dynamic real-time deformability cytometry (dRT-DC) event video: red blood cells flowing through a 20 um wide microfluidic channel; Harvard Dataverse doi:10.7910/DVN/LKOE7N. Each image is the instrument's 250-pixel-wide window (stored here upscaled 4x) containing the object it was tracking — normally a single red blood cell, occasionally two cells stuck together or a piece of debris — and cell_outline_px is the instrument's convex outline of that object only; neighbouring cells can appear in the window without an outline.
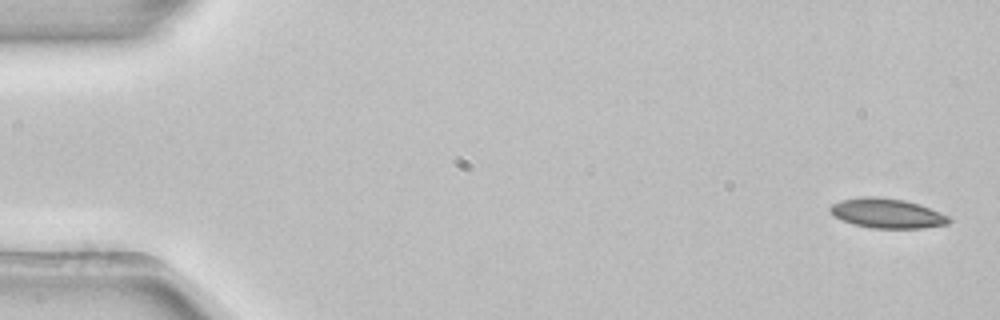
{"species": "common noctule bat (a hibernating species)", "species_latin": "Nyctalus noctula", "temperature_condition": "room temperature", "stored_images_in_passage": 4, "camera_frame_rate_fps": 3000, "um_per_image_px": 0.085, "animal": {"sex": "female", "body_mass_g": 22.7, "forearm_length_mm": 54.2}, "frame": {"image": 1, "passage_image": 1, "time_ms": 0.0, "image_size_px": [1000, 320], "cell_outline_px": [[952, 220], [948, 224], [924, 228], [872, 228], [852, 224], [840, 220], [828, 208], [832, 204], [840, 200], [864, 196], [876, 196], [904, 200], [920, 204], [940, 212], [948, 216]], "centroid_in_image_um": [75.41, 18.13], "position_along_channel_um": 9.6, "area_um2": 20.63}}
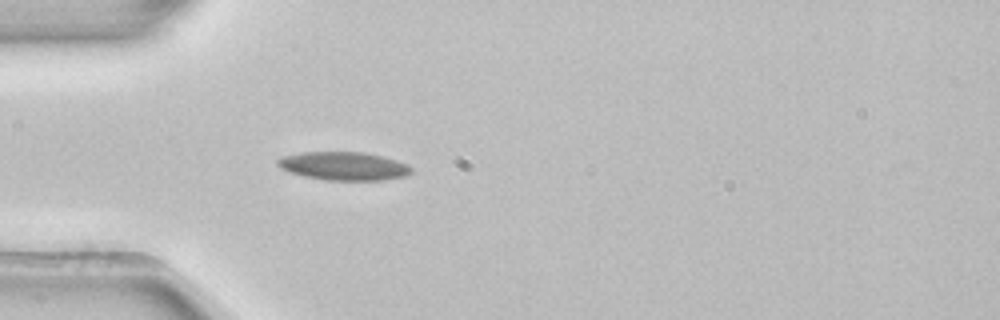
{"frame": {"image": 2, "passage_image": 4, "time_ms": 1.0, "image_size_px": [1000, 320], "cell_outline_px": [[412, 172], [408, 176], [384, 180], [324, 180], [304, 176], [288, 172], [280, 168], [276, 164], [276, 160], [280, 156], [300, 152], [364, 152], [384, 156], [408, 164], [412, 168]], "centroid_in_image_um": [29.21, 14.11], "position_along_channel_um": 55.8, "area_um2": 22.48}}